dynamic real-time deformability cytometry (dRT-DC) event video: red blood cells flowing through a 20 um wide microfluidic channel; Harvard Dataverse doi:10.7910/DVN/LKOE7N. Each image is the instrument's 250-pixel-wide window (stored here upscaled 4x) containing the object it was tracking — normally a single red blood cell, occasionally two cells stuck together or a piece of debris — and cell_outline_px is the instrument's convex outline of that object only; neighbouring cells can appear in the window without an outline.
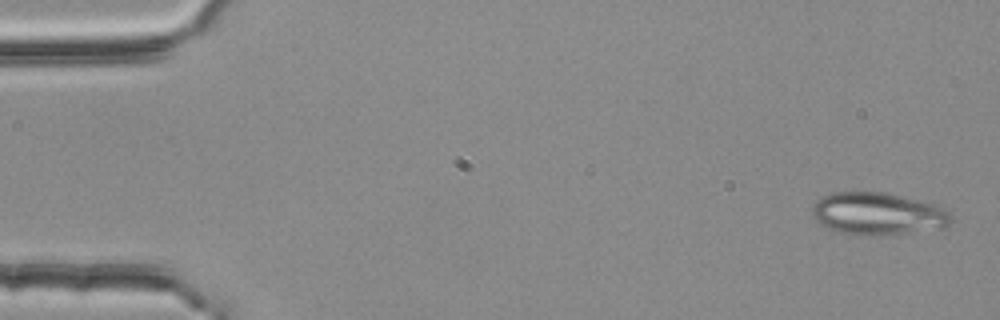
{"species": "common noctule bat (a hibernating species)", "species_latin": "Nyctalus noctula", "temperature_condition": "room temperature", "stored_images_in_passage": 3, "camera_frame_rate_fps": 3000, "um_per_image_px": 0.085, "animal": {"sex": "female", "body_mass_g": 25.1}, "frame": {"image": 1, "passage_image": 1, "time_ms": 0.0, "image_size_px": [1000, 320], "cell_outline_px": [[952, 224], [944, 228], [868, 236], [840, 232], [828, 228], [820, 224], [812, 216], [812, 208], [816, 200], [820, 196], [832, 192], [884, 192], [904, 196], [936, 204], [944, 208], [952, 216]], "centroid_in_image_um": [74.62, 18.15], "position_along_channel_um": 10.4, "area_um2": 34.51}}